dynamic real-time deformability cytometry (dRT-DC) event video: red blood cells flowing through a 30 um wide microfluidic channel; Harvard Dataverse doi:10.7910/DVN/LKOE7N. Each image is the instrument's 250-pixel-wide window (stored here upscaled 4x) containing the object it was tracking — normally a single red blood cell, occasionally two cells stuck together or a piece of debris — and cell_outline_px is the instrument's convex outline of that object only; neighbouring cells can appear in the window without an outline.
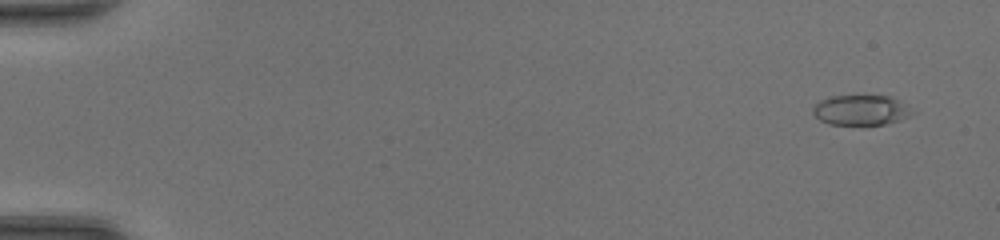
{"species": "common noctule bat (a hibernating species)", "species_latin": "Nyctalus noctula", "temperature_condition": "room temperature", "stored_images_in_passage": 49, "camera_frame_rate_fps": 3000, "um_per_image_px": 0.085, "animal": {"sex": "female", "body_mass_g": 20.0, "forearm_length_mm": 54.0}, "frame": {"image": 1, "passage_image": 4, "time_ms": 1.0, "image_size_px": [1000, 240], "cell_outline_px": [[916, 112], [900, 120], [884, 124], [864, 128], [828, 124], [820, 120], [812, 112], [812, 108], [820, 100], [828, 96], [892, 96], [900, 100]], "centroid_in_image_um": [73.18, 9.4], "position_along_channel_um": 11.8, "area_um2": 18.26}}
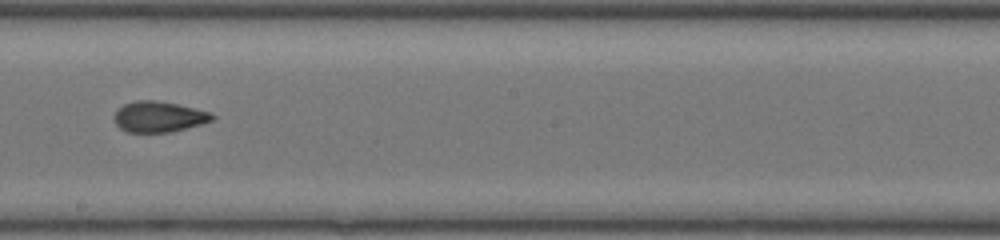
{"frame": {"image": 2, "passage_image": 30, "time_ms": 9.667, "image_size_px": [1000, 240], "cell_outline_px": [[216, 116], [212, 120], [200, 124], [172, 132], [128, 132], [120, 128], [116, 124], [116, 112], [124, 104], [136, 100], [156, 100], [176, 104], [208, 112]], "centroid_in_image_um": [13.49, 9.93], "position_along_channel_um": 234.7, "area_um2": 17.17}}
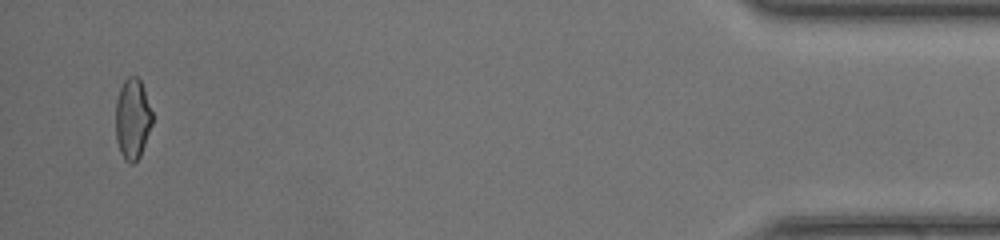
{"frame": {"image": 3, "passage_image": 48, "time_ms": 15.667, "image_size_px": [1000, 240], "cell_outline_px": [[152, 124], [140, 156], [132, 164], [124, 160], [120, 152], [116, 140], [116, 100], [120, 88], [124, 80], [128, 76], [136, 76], [140, 80], [144, 88], [152, 112]], "centroid_in_image_um": [11.26, 10.1], "position_along_channel_um": 423.9, "area_um2": 17.22}, "authors_computed_cell_mechanics": {"area_um2": 18.0336, "velocity_mm_per_s": 4.4175, "shape_relaxation_time_tau1_ms": null, "shape_relaxation_time_tau2_ms": 1.2372, "deformation_change_tau1": null, "deformation_change_tau2": 0.071}}